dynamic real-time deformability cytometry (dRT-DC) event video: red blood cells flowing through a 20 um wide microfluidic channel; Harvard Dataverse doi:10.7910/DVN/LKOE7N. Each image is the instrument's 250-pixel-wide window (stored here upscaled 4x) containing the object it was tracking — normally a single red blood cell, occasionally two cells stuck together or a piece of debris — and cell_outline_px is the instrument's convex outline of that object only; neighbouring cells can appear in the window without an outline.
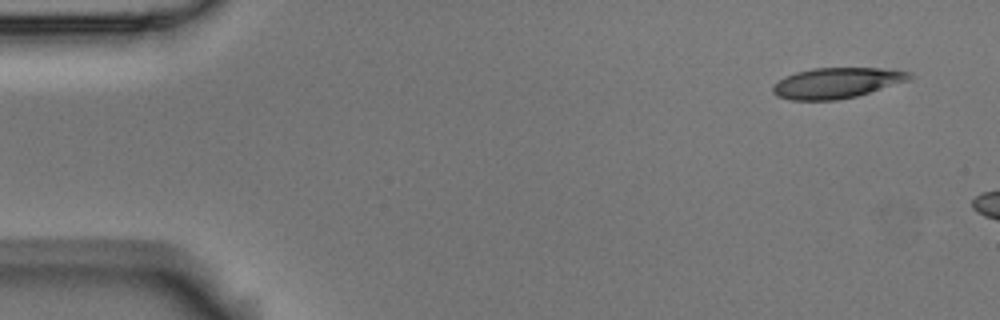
{"species": "Egyptian fruit bat (a non-hibernating species)", "species_latin": "Rousettus aegyptiacus", "temperature_condition": "room temperature", "stored_images_in_passage": 3, "camera_frame_rate_fps": 3000, "um_per_image_px": 0.085, "animal": {"sex": "male"}, "frame": {"image": 1, "passage_image": 1, "time_ms": 0.0, "image_size_px": [1000, 320], "cell_outline_px": [[912, 80], [856, 96], [836, 100], [792, 100], [776, 96], [772, 92], [772, 84], [784, 76], [796, 72], [812, 68], [880, 68], [908, 72], [912, 76]], "centroid_in_image_um": [71.08, 7.05], "position_along_channel_um": 13.9, "area_um2": 24.45}}